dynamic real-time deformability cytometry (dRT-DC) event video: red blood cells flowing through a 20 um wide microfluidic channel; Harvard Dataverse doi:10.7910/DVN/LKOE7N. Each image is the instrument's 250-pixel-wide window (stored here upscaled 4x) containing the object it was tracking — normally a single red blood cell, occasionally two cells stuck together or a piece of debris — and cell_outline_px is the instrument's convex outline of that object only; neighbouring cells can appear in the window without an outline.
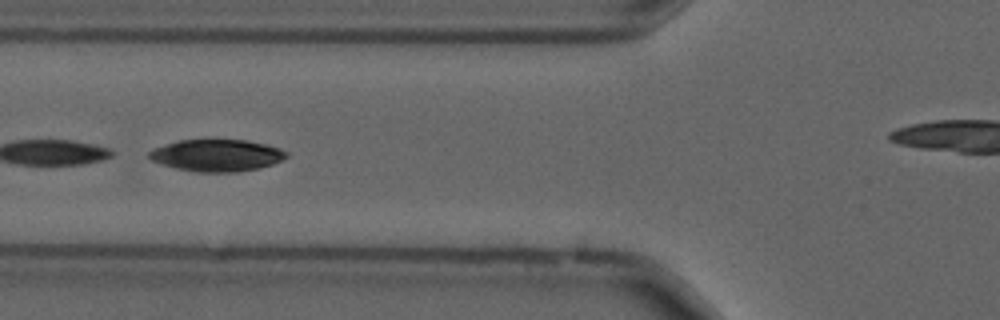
{"species": "common noctule bat (a hibernating species)", "species_latin": "Nyctalus noctula", "temperature_condition": "cold", "stored_images_in_passage": 8, "camera_frame_rate_fps": 3000, "um_per_image_px": 0.085, "animal": {"sex": "male", "forearm_length_mm": 52.5}, "frame": {"image": 1, "passage_image": 6, "time_ms": 1.667, "image_size_px": [1000, 320], "cell_outline_px": [[288, 156], [284, 160], [260, 168], [236, 172], [196, 172], [176, 168], [152, 160], [148, 156], [148, 152], [156, 148], [180, 140], [248, 140], [280, 148], [288, 152]], "centroid_in_image_um": [18.49, 13.21], "position_along_channel_um": 107.3, "area_um2": 25.37}}